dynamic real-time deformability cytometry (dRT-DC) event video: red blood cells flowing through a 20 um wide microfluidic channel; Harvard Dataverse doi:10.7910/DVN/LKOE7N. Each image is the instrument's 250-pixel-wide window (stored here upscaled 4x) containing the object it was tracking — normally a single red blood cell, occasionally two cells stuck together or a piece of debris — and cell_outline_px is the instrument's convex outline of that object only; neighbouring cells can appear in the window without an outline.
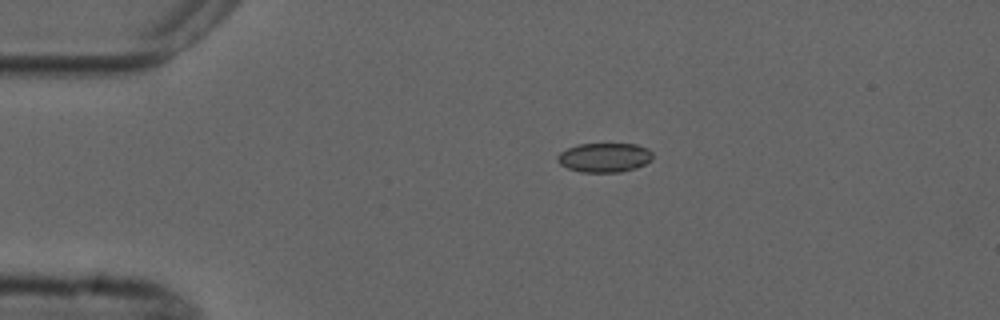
{"species": "common noctule bat (a hibernating species)", "species_latin": "Nyctalus noctula", "temperature_condition": "cold", "stored_images_in_passage": 3, "camera_frame_rate_fps": 3000, "um_per_image_px": 0.085, "animal": {"sex": "male", "forearm_length_mm": 52.5}, "frame": {"image": 1, "passage_image": 1, "time_ms": 0.0, "image_size_px": [1000, 320], "cell_outline_px": [[652, 160], [636, 168], [620, 172], [580, 172], [568, 168], [560, 164], [556, 160], [556, 156], [560, 152], [568, 148], [580, 144], [636, 144], [648, 148], [652, 152]], "centroid_in_image_um": [51.37, 13.39], "position_along_channel_um": 33.6, "area_um2": 16.3}}
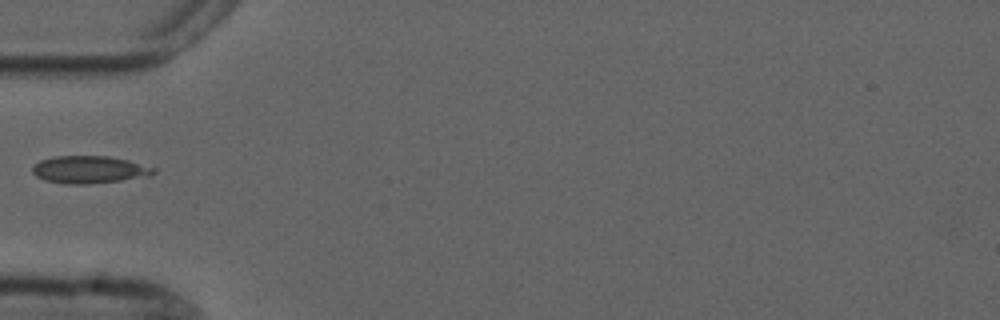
{"frame": {"image": 2, "passage_image": 3, "time_ms": 2.333, "image_size_px": [1000, 320], "cell_outline_px": [[156, 172], [152, 176], [88, 184], [64, 184], [44, 180], [36, 176], [32, 172], [32, 168], [40, 160], [56, 156], [108, 156], [128, 160], [156, 168]], "centroid_in_image_um": [7.61, 14.42], "position_along_channel_um": 77.4, "area_um2": 19.42}}